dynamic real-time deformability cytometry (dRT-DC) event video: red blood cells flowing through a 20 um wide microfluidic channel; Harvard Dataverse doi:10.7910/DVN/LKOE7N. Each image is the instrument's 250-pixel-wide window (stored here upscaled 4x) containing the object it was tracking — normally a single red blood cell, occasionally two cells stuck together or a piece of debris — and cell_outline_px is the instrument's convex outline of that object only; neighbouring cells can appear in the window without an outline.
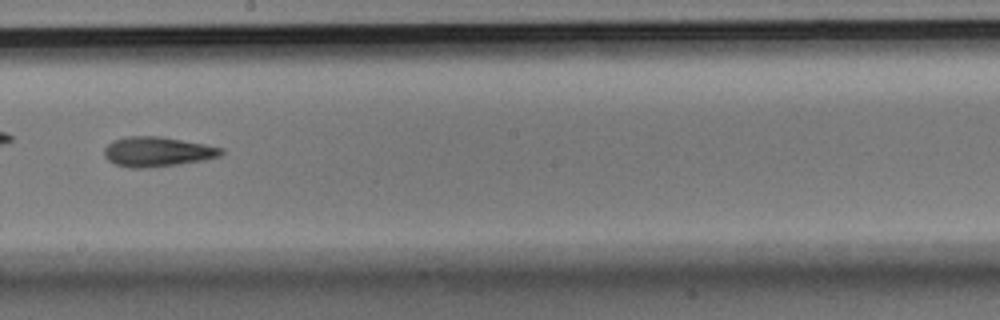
{"species": "Egyptian fruit bat (a non-hibernating species)", "species_latin": "Rousettus aegyptiacus", "temperature_condition": "room temperature", "stored_images_in_passage": 42, "camera_frame_rate_fps": 3000, "um_per_image_px": 0.085, "animal": {"sex": "male"}, "frame": {"image": 1, "passage_image": 19, "time_ms": 6.0, "image_size_px": [1000, 320], "cell_outline_px": [[224, 152], [220, 156], [204, 160], [148, 168], [128, 168], [116, 164], [108, 160], [104, 156], [104, 148], [112, 140], [128, 136], [160, 136], [204, 144], [224, 148]], "centroid_in_image_um": [13.36, 12.89], "position_along_channel_um": 234.8, "area_um2": 20.35}, "authors_computed_cell_mechanics": {"area_um2": 19.5364, "velocity_mm_per_s": 3.7332, "shape_relaxation_time_tau1_ms": null, "shape_relaxation_time_tau2_ms": 6.2328, "deformation_change_tau1": null, "deformation_change_tau2": 0.1824}}